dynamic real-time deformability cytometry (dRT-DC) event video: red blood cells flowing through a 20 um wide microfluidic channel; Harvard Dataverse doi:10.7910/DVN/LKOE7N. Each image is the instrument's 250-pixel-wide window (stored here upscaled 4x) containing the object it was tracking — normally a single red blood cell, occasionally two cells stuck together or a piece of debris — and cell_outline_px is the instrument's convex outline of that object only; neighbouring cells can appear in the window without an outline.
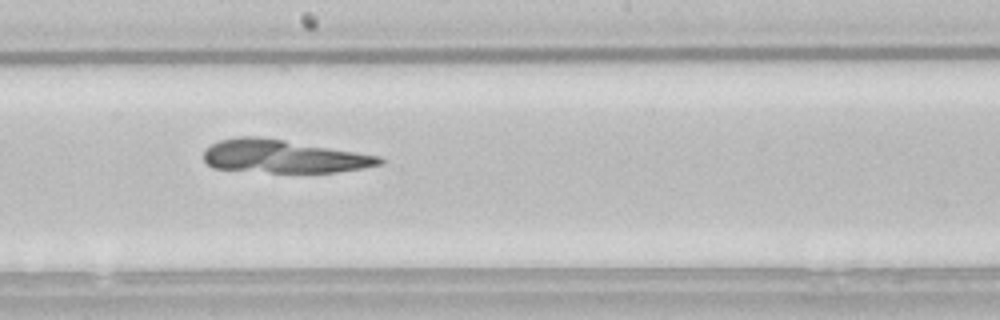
{"species": "common noctule bat (a hibernating species)", "species_latin": "Nyctalus noctula", "temperature_condition": "room temperature", "stored_images_in_passage": 54, "camera_frame_rate_fps": 3000, "um_per_image_px": 0.085, "animal": {"sex": "male", "body_mass_g": 21.5, "forearm_length_mm": 52.0}, "frame": {"image": 1, "passage_image": 30, "time_ms": 9.667, "image_size_px": [1000, 320], "cell_outline_px": [[384, 164], [336, 172], [272, 172], [212, 168], [204, 160], [204, 152], [212, 144], [220, 140], [240, 136], [256, 136], [284, 140], [380, 156], [384, 160]], "centroid_in_image_um": [24.09, 13.29], "position_along_channel_um": 224.1, "area_um2": 33.41}}
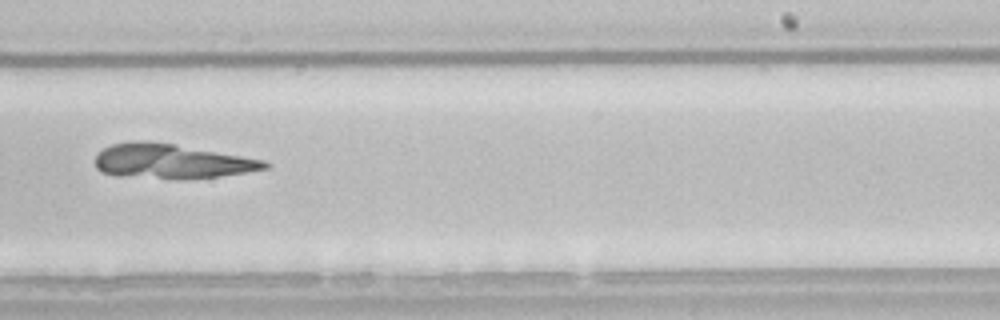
{"frame": {"image": 2, "passage_image": 34, "time_ms": 11.0, "image_size_px": [1000, 320], "cell_outline_px": [[272, 164], [268, 168], [220, 176], [116, 176], [100, 172], [96, 168], [96, 156], [104, 148], [112, 144], [132, 140], [140, 140], [176, 144], [264, 160]], "centroid_in_image_um": [14.54, 13.66], "position_along_channel_um": 274.5, "area_um2": 32.95}}
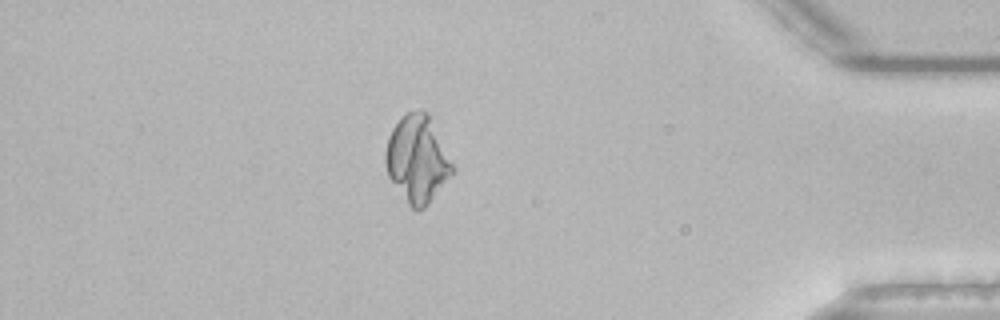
{"frame": {"image": 3, "passage_image": 47, "time_ms": 15.333, "image_size_px": [1000, 320], "cell_outline_px": [[456, 168], [428, 204], [424, 208], [412, 208], [408, 204], [388, 176], [384, 160], [384, 156], [388, 136], [392, 128], [408, 112], [428, 112]], "centroid_in_image_um": [35.47, 13.52], "position_along_channel_um": 399.7, "area_um2": 33.47}}